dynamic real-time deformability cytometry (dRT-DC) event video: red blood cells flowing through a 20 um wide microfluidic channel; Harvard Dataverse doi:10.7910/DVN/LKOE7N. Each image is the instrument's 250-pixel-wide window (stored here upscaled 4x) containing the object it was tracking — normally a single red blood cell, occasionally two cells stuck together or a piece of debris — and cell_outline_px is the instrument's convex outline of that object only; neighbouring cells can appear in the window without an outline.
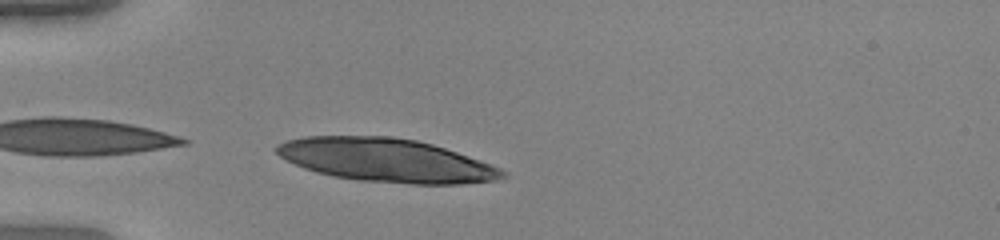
{"species": "human", "species_latin": "Homo sapiens", "temperature_condition": "warm", "stored_images_in_passage": 35, "camera_frame_rate_fps": 3000, "um_per_image_px": 0.085, "donor": {"sex": "female"}, "frame": {"image": 1, "passage_image": 1, "time_ms": 0.0, "image_size_px": [1000, 240], "cell_outline_px": [[508, 176], [496, 180], [460, 184], [412, 184], [356, 180], [332, 176], [316, 172], [304, 168], [280, 156], [272, 148], [276, 144], [288, 140], [304, 136], [392, 136], [416, 140], [432, 144], [456, 152], [500, 168], [508, 172]], "centroid_in_image_um": [32.81, 13.62], "position_along_channel_um": 52.2, "area_um2": 57.16}}